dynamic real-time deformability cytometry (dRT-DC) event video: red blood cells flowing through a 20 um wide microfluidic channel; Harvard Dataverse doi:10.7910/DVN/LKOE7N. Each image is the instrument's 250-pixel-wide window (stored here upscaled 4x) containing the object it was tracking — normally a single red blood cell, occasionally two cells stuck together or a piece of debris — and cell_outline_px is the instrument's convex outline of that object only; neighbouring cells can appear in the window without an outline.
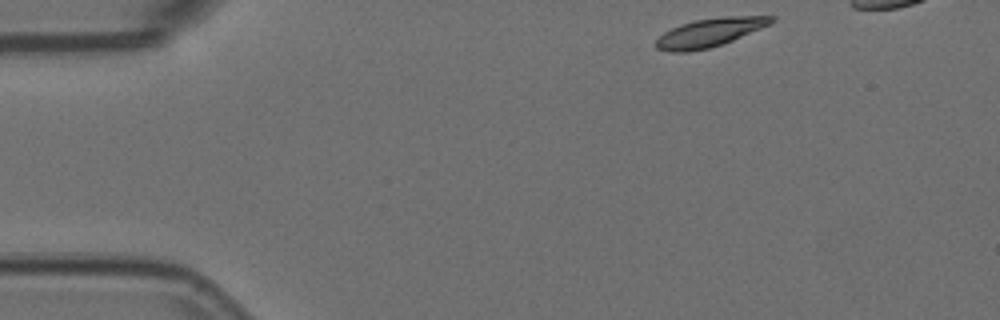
{"species": "Egyptian fruit bat (a non-hibernating species)", "species_latin": "Rousettus aegyptiacus", "temperature_condition": "room temperature", "stored_images_in_passage": 43, "camera_frame_rate_fps": 3000, "um_per_image_px": 0.085, "animal": {"sex": "female"}, "frame": {"image": 1, "passage_image": 1, "time_ms": 0.0, "image_size_px": [1000, 320], "cell_outline_px": [[776, 20], [760, 28], [732, 40], [708, 48], [688, 52], [672, 52], [656, 48], [652, 44], [664, 32], [680, 24], [696, 20], [724, 16], [776, 16]], "centroid_in_image_um": [60.27, 2.76], "position_along_channel_um": 24.7, "area_um2": 18.9}}
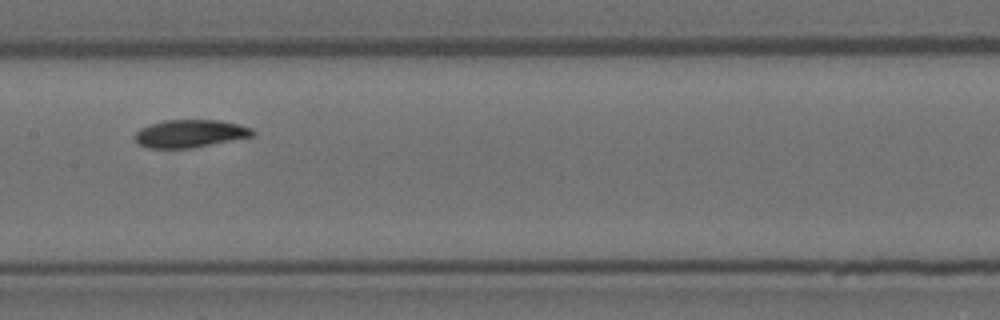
{"frame": {"image": 2, "passage_image": 21, "time_ms": 6.667, "image_size_px": [1000, 320], "cell_outline_px": [[256, 132], [252, 136], [192, 148], [148, 148], [140, 144], [132, 136], [140, 128], [148, 124], [164, 120], [220, 120], [252, 128]], "centroid_in_image_um": [16.12, 11.35], "position_along_channel_um": 191.3, "area_um2": 19.02}}
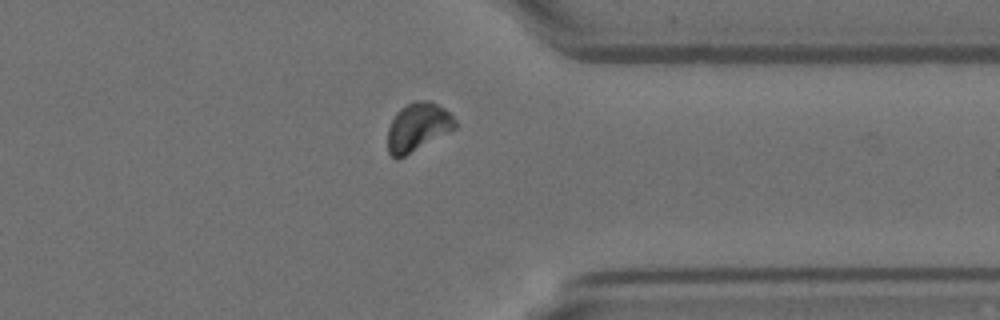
{"frame": {"image": 3, "passage_image": 37, "time_ms": 12.0, "image_size_px": [1000, 320], "cell_outline_px": [[456, 128], [404, 156], [396, 160], [388, 152], [388, 128], [396, 112], [400, 108], [416, 100], [428, 100], [444, 108], [456, 120]], "centroid_in_image_um": [35.5, 10.79], "position_along_channel_um": 375.9, "area_um2": 18.79}, "authors_computed_cell_mechanics": {"area_um2": 19.074, "velocity_mm_per_s": 3.5693, "shape_relaxation_time_tau1_ms": 4.1582, "shape_relaxation_time_tau2_ms": null, "deformation_change_tau1": 0.1586, "deformation_change_tau2": null}}